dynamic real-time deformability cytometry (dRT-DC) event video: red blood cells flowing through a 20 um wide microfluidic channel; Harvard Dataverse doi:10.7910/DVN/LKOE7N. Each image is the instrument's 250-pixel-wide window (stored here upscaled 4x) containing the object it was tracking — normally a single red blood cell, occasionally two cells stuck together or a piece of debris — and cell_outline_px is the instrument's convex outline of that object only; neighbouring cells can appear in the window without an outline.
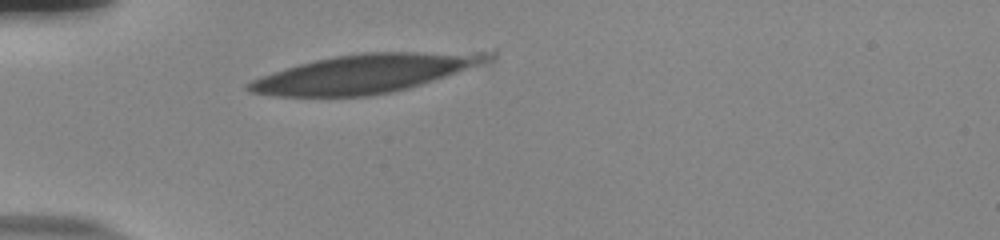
{"species": "human", "species_latin": "Homo sapiens", "temperature_condition": "room temperature", "stored_images_in_passage": 6, "camera_frame_rate_fps": 3000, "um_per_image_px": 0.085, "donor": {"sex": "male"}, "frame": {"image": 1, "passage_image": 1, "time_ms": 0.0, "image_size_px": [1000, 240], "cell_outline_px": [[496, 60], [408, 88], [392, 92], [368, 96], [272, 96], [248, 92], [244, 88], [244, 84], [260, 76], [284, 68], [316, 60], [336, 56], [364, 52], [496, 48]], "centroid_in_image_um": [31.28, 6.18], "position_along_channel_um": 53.7, "area_um2": 55.72}}